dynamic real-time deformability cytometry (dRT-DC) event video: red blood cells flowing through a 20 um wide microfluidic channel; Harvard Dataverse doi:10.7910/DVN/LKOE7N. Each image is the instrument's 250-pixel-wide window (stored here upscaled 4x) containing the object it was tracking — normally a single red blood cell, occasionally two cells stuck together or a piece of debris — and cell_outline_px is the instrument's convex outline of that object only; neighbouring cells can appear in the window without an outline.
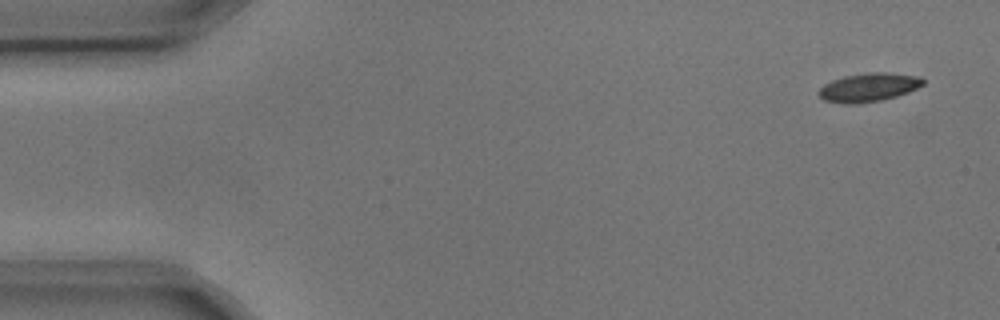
{"species": "common noctule bat (a hibernating species)", "species_latin": "Nyctalus noctula", "temperature_condition": "cold", "stored_images_in_passage": 2, "camera_frame_rate_fps": 3000, "um_per_image_px": 0.085, "animal": {"sex": "male", "body_mass_g": 17.9, "forearm_length_mm": 54.2}, "frame": {"image": 1, "passage_image": 2, "time_ms": 0.333, "image_size_px": [1000, 320], "cell_outline_px": [[924, 84], [908, 92], [896, 96], [880, 100], [860, 104], [848, 104], [824, 100], [816, 92], [824, 84], [832, 80], [844, 76], [868, 72], [888, 72], [920, 76], [924, 80]], "centroid_in_image_um": [73.83, 7.42], "position_along_channel_um": 11.2, "area_um2": 17.46}}